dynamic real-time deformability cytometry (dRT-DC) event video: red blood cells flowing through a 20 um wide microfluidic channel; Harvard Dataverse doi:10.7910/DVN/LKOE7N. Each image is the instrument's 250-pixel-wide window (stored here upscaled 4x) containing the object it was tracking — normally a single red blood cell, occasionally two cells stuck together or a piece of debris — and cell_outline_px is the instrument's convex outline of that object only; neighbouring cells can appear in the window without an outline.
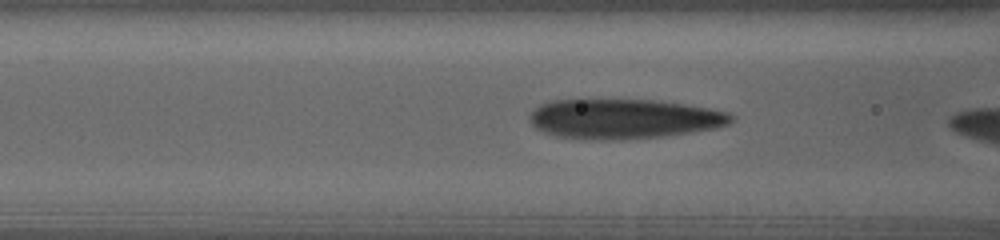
{"species": "human", "species_latin": "Homo sapiens", "temperature_condition": "warm", "stored_images_in_passage": 28, "camera_frame_rate_fps": 3000, "um_per_image_px": 0.085, "donor": {"sex": "female"}, "frame": {"image": 1, "passage_image": 8, "time_ms": 1.333, "image_size_px": [1000, 240], "cell_outline_px": [[736, 116], [728, 124], [716, 128], [692, 132], [664, 136], [620, 140], [588, 140], [556, 136], [544, 132], [536, 128], [532, 124], [528, 116], [540, 104], [552, 100], [652, 100], [684, 104], [708, 108], [728, 112]], "centroid_in_image_um": [53.02, 10.11], "position_along_channel_um": 113.6, "area_um2": 46.82}}
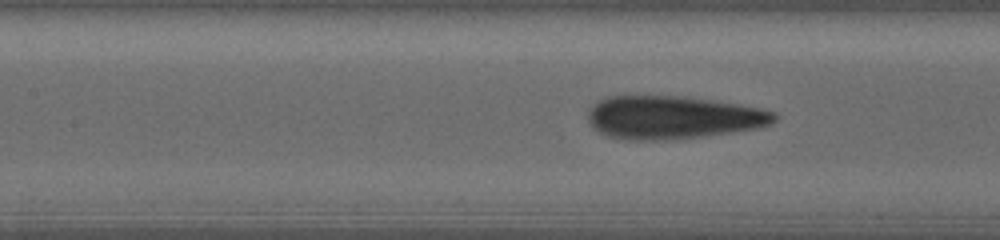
{"frame": {"image": 2, "passage_image": 18, "time_ms": 2.667, "image_size_px": [1000, 240], "cell_outline_px": [[776, 120], [772, 124], [756, 128], [732, 132], [704, 136], [660, 140], [632, 140], [608, 136], [600, 132], [588, 120], [588, 112], [592, 104], [596, 100], [604, 96], [684, 96], [740, 104], [760, 108], [776, 112]], "centroid_in_image_um": [57.19, 9.96], "position_along_channel_um": 150.2, "area_um2": 46.82}}